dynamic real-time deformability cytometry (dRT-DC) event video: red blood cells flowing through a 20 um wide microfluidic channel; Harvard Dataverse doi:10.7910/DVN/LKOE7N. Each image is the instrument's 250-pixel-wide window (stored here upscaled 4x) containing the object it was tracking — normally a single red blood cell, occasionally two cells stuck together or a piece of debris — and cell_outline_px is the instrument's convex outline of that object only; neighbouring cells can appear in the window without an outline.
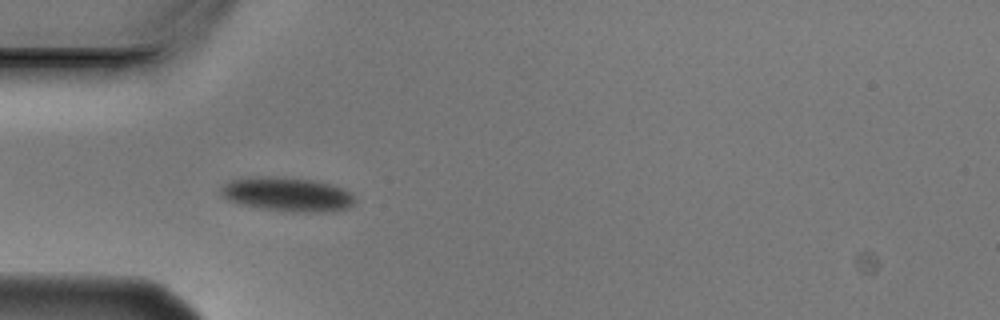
{"species": "Egyptian fruit bat (a non-hibernating species)", "species_latin": "Rousettus aegyptiacus", "temperature_condition": "cold", "stored_images_in_passage": 6, "camera_frame_rate_fps": 3000, "um_per_image_px": 0.085, "animal": {"sex": "male"}, "frame": {"image": 1, "passage_image": 4, "time_ms": 1.0, "image_size_px": [1000, 320], "cell_outline_px": [[356, 200], [348, 208], [332, 212], [284, 212], [260, 208], [240, 204], [228, 200], [220, 192], [220, 188], [224, 184], [232, 180], [256, 176], [268, 176], [312, 180], [328, 184], [352, 192]], "centroid_in_image_um": [24.43, 16.54], "position_along_channel_um": 60.6, "area_um2": 26.7}}
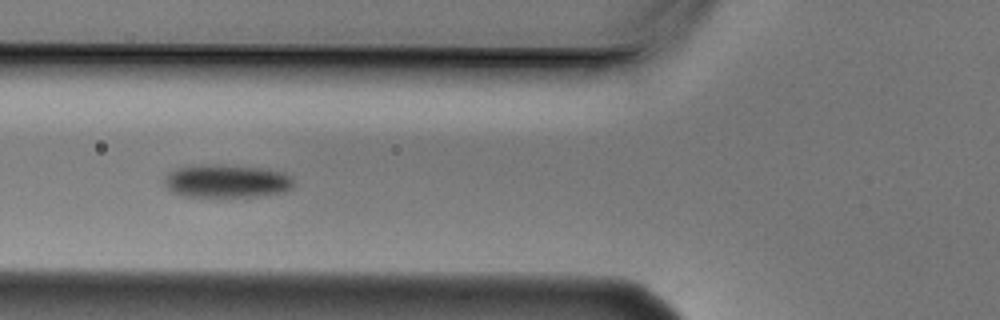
{"frame": {"image": 2, "passage_image": 5, "time_ms": 1.333, "image_size_px": [1000, 320], "cell_outline_px": [[296, 180], [292, 188], [284, 192], [256, 196], [180, 196], [172, 192], [164, 184], [164, 176], [168, 172], [176, 168], [200, 164], [220, 164], [268, 168], [284, 172], [292, 176]], "centroid_in_image_um": [19.29, 15.37], "position_along_channel_um": 106.5, "area_um2": 25.49}}
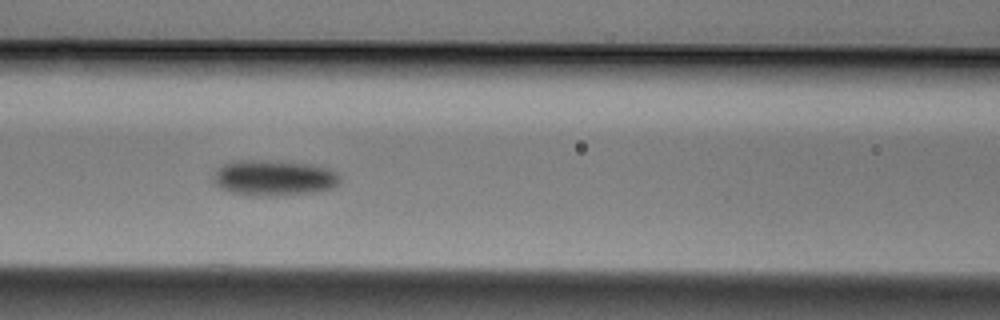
{"frame": {"image": 3, "passage_image": 6, "time_ms": 1.667, "image_size_px": [1000, 320], "cell_outline_px": [[340, 180], [332, 188], [312, 192], [276, 196], [252, 196], [232, 192], [220, 188], [212, 180], [212, 176], [216, 168], [232, 160], [268, 160], [308, 164], [328, 168], [336, 172], [340, 176]], "centroid_in_image_um": [23.22, 15.11], "position_along_channel_um": 143.4, "area_um2": 26.47}}